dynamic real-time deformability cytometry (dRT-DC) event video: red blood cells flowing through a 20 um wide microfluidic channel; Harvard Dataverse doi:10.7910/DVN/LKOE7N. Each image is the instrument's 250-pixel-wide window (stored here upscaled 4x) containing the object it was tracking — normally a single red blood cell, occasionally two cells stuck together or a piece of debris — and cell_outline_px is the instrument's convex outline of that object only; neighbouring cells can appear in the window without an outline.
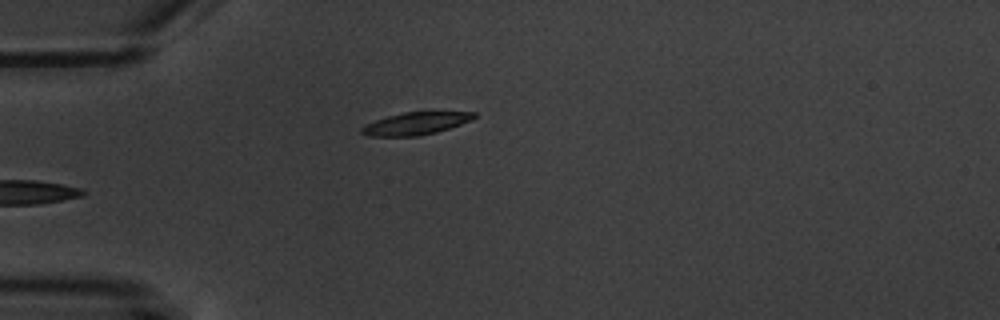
{"species": "common noctule bat (a hibernating species)", "species_latin": "Nyctalus noctula", "temperature_condition": "warm", "stored_images_in_passage": 4, "camera_frame_rate_fps": 3000, "um_per_image_px": 0.085, "animal": {"sex": "male", "body_mass_g": 20.1, "forearm_length_mm": 53.5}, "frame": {"image": 1, "passage_image": 4, "time_ms": 4.0, "image_size_px": [1000, 320], "cell_outline_px": [[476, 116], [460, 124], [436, 132], [416, 136], [368, 136], [360, 132], [360, 128], [376, 120], [388, 116], [404, 112], [476, 112]], "centroid_in_image_um": [35.3, 10.5], "position_along_channel_um": 49.7, "area_um2": 14.33}}